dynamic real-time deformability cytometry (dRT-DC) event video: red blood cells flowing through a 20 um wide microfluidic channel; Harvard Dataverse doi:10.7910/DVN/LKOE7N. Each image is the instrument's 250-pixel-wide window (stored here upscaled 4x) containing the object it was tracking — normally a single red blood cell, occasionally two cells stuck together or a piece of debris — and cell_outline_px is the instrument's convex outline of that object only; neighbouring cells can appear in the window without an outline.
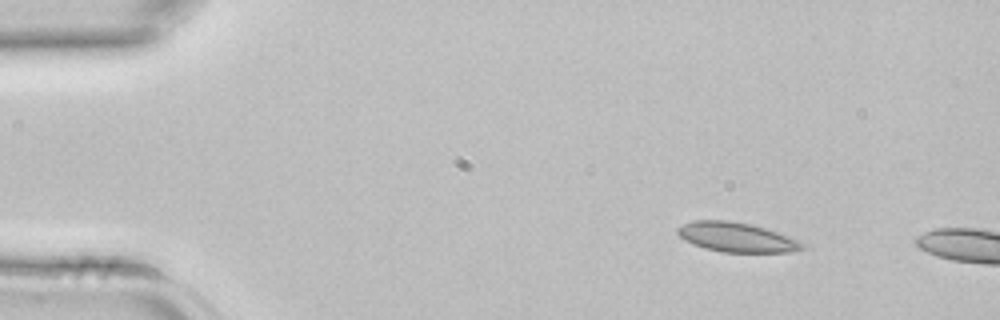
{"species": "common noctule bat (a hibernating species)", "species_latin": "Nyctalus noctula", "temperature_condition": "room temperature", "stored_images_in_passage": 2, "camera_frame_rate_fps": 3000, "um_per_image_px": 0.085, "animal": {"sex": "female", "body_mass_g": 22.7, "forearm_length_mm": 54.2}, "frame": {"image": 1, "passage_image": 1, "time_ms": 0.0, "image_size_px": [1000, 320], "cell_outline_px": [[804, 248], [796, 252], [724, 252], [704, 248], [692, 244], [684, 240], [676, 232], [676, 228], [692, 220], [728, 220], [752, 224], [800, 240], [804, 244]], "centroid_in_image_um": [62.6, 20.16], "position_along_channel_um": 22.4, "area_um2": 21.56}}